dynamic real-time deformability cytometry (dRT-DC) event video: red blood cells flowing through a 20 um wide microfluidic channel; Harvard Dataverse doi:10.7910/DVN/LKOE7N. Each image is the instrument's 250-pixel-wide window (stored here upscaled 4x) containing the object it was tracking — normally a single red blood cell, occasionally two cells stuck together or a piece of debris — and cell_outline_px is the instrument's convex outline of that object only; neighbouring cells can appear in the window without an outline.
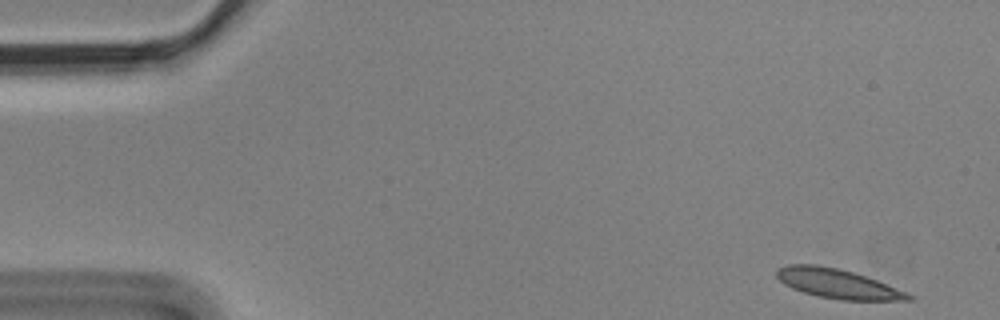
{"species": "Egyptian fruit bat (a non-hibernating species)", "species_latin": "Rousettus aegyptiacus", "temperature_condition": "cold", "stored_images_in_passage": 5, "camera_frame_rate_fps": 3000, "um_per_image_px": 0.085, "animal": {"sex": "male"}, "frame": {"image": 1, "passage_image": 1, "time_ms": 0.0, "image_size_px": [1000, 320], "cell_outline_px": [[912, 300], [840, 300], [816, 296], [792, 288], [784, 284], [776, 276], [776, 268], [788, 264], [816, 264], [836, 268], [852, 272], [876, 280], [904, 292], [912, 296]], "centroid_in_image_um": [71.11, 24.1], "position_along_channel_um": 13.9, "area_um2": 22.25}}
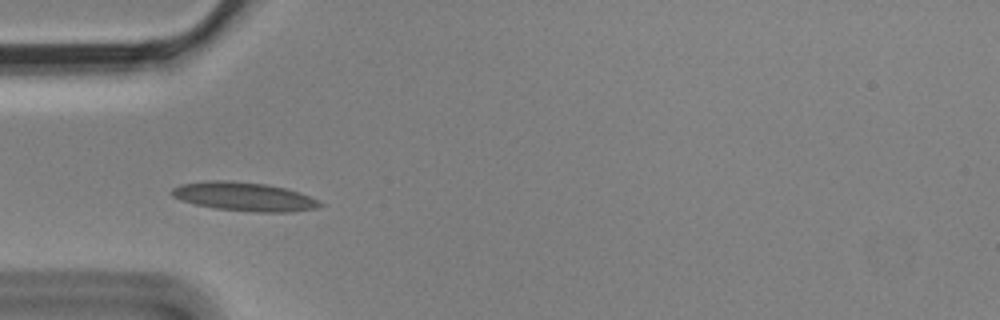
{"frame": {"image": 2, "passage_image": 4, "time_ms": 1.0, "image_size_px": [1000, 320], "cell_outline_px": [[324, 204], [316, 208], [288, 212], [256, 212], [216, 208], [196, 204], [180, 200], [172, 196], [172, 188], [180, 184], [208, 180], [228, 180], [264, 184], [284, 188], [320, 200]], "centroid_in_image_um": [20.73, 16.71], "position_along_channel_um": 64.3, "area_um2": 24.57}}
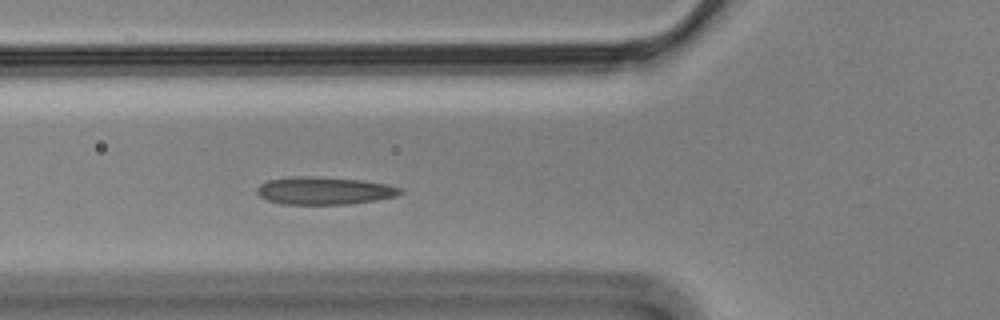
{"frame": {"image": 3, "passage_image": 5, "time_ms": 1.333, "image_size_px": [1000, 320], "cell_outline_px": [[404, 192], [396, 196], [376, 200], [348, 204], [280, 204], [268, 200], [260, 196], [256, 192], [256, 188], [260, 184], [268, 180], [300, 176], [308, 176], [364, 180], [384, 184], [400, 188]], "centroid_in_image_um": [27.54, 16.21], "position_along_channel_um": 98.3, "area_um2": 22.95}}